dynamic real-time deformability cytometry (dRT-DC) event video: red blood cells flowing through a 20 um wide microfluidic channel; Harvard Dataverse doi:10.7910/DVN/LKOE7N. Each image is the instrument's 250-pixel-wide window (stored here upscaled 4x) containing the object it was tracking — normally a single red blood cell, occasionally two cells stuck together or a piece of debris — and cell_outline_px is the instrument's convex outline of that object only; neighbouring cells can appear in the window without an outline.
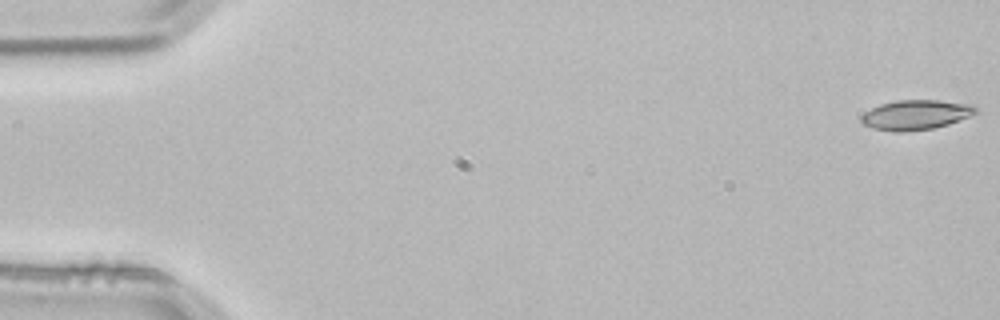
{"species": "common noctule bat (a hibernating species)", "species_latin": "Nyctalus noctula", "temperature_condition": "room temperature", "stored_images_in_passage": 3, "camera_frame_rate_fps": 3000, "um_per_image_px": 0.085, "animal": {"sex": "male", "body_mass_g": 21.5, "forearm_length_mm": 52.0}, "frame": {"image": 1, "passage_image": 1, "time_ms": 0.0, "image_size_px": [1000, 320], "cell_outline_px": [[980, 112], [948, 124], [932, 128], [900, 132], [896, 132], [872, 128], [864, 124], [860, 120], [860, 116], [864, 112], [880, 104], [896, 100], [940, 100], [972, 104], [980, 108]], "centroid_in_image_um": [77.87, 9.74], "position_along_channel_um": 7.1, "area_um2": 20.0}}